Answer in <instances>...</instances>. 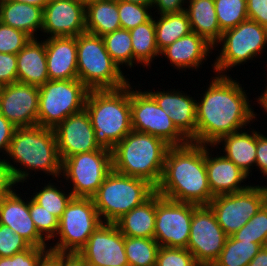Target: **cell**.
<instances>
[{
  "label": "cell",
  "mask_w": 267,
  "mask_h": 266,
  "mask_svg": "<svg viewBox=\"0 0 267 266\" xmlns=\"http://www.w3.org/2000/svg\"><path fill=\"white\" fill-rule=\"evenodd\" d=\"M218 24L222 31L248 19L247 0H214Z\"/></svg>",
  "instance_id": "obj_37"
},
{
  "label": "cell",
  "mask_w": 267,
  "mask_h": 266,
  "mask_svg": "<svg viewBox=\"0 0 267 266\" xmlns=\"http://www.w3.org/2000/svg\"><path fill=\"white\" fill-rule=\"evenodd\" d=\"M16 192L15 189H12L0 201V224L10 227L31 246L49 247L47 241L38 233L34 221L30 216L28 199L25 202V199H22L23 197Z\"/></svg>",
  "instance_id": "obj_21"
},
{
  "label": "cell",
  "mask_w": 267,
  "mask_h": 266,
  "mask_svg": "<svg viewBox=\"0 0 267 266\" xmlns=\"http://www.w3.org/2000/svg\"><path fill=\"white\" fill-rule=\"evenodd\" d=\"M262 187H263V189H264L265 196H266V200H267V186L265 185V186H262Z\"/></svg>",
  "instance_id": "obj_58"
},
{
  "label": "cell",
  "mask_w": 267,
  "mask_h": 266,
  "mask_svg": "<svg viewBox=\"0 0 267 266\" xmlns=\"http://www.w3.org/2000/svg\"><path fill=\"white\" fill-rule=\"evenodd\" d=\"M193 254L187 248L160 246L155 266H196Z\"/></svg>",
  "instance_id": "obj_42"
},
{
  "label": "cell",
  "mask_w": 267,
  "mask_h": 266,
  "mask_svg": "<svg viewBox=\"0 0 267 266\" xmlns=\"http://www.w3.org/2000/svg\"><path fill=\"white\" fill-rule=\"evenodd\" d=\"M227 238L209 205H199L193 210L187 249L197 264L213 265Z\"/></svg>",
  "instance_id": "obj_15"
},
{
  "label": "cell",
  "mask_w": 267,
  "mask_h": 266,
  "mask_svg": "<svg viewBox=\"0 0 267 266\" xmlns=\"http://www.w3.org/2000/svg\"><path fill=\"white\" fill-rule=\"evenodd\" d=\"M89 89L79 80H48L39 87L37 125L56 128L69 115L85 109Z\"/></svg>",
  "instance_id": "obj_9"
},
{
  "label": "cell",
  "mask_w": 267,
  "mask_h": 266,
  "mask_svg": "<svg viewBox=\"0 0 267 266\" xmlns=\"http://www.w3.org/2000/svg\"><path fill=\"white\" fill-rule=\"evenodd\" d=\"M261 248L262 246L258 243L239 241L228 236L213 266H247Z\"/></svg>",
  "instance_id": "obj_33"
},
{
  "label": "cell",
  "mask_w": 267,
  "mask_h": 266,
  "mask_svg": "<svg viewBox=\"0 0 267 266\" xmlns=\"http://www.w3.org/2000/svg\"><path fill=\"white\" fill-rule=\"evenodd\" d=\"M46 37H77L86 32L85 5L80 0H50L43 8Z\"/></svg>",
  "instance_id": "obj_18"
},
{
  "label": "cell",
  "mask_w": 267,
  "mask_h": 266,
  "mask_svg": "<svg viewBox=\"0 0 267 266\" xmlns=\"http://www.w3.org/2000/svg\"><path fill=\"white\" fill-rule=\"evenodd\" d=\"M76 44L78 79L89 90L120 89L130 83L101 36L85 32L76 37Z\"/></svg>",
  "instance_id": "obj_6"
},
{
  "label": "cell",
  "mask_w": 267,
  "mask_h": 266,
  "mask_svg": "<svg viewBox=\"0 0 267 266\" xmlns=\"http://www.w3.org/2000/svg\"><path fill=\"white\" fill-rule=\"evenodd\" d=\"M46 184L38 192H34L31 195V199L60 219L73 195L68 191L67 194L63 189L61 190L60 187L54 185V183H50V181Z\"/></svg>",
  "instance_id": "obj_36"
},
{
  "label": "cell",
  "mask_w": 267,
  "mask_h": 266,
  "mask_svg": "<svg viewBox=\"0 0 267 266\" xmlns=\"http://www.w3.org/2000/svg\"><path fill=\"white\" fill-rule=\"evenodd\" d=\"M39 87L23 83L3 85L0 114L17 128L37 126Z\"/></svg>",
  "instance_id": "obj_17"
},
{
  "label": "cell",
  "mask_w": 267,
  "mask_h": 266,
  "mask_svg": "<svg viewBox=\"0 0 267 266\" xmlns=\"http://www.w3.org/2000/svg\"><path fill=\"white\" fill-rule=\"evenodd\" d=\"M173 90V91H172ZM155 91L148 89V93L155 99L177 127L190 141L196 143V102L197 99L187 95L184 91L175 89ZM191 96V97H190Z\"/></svg>",
  "instance_id": "obj_20"
},
{
  "label": "cell",
  "mask_w": 267,
  "mask_h": 266,
  "mask_svg": "<svg viewBox=\"0 0 267 266\" xmlns=\"http://www.w3.org/2000/svg\"><path fill=\"white\" fill-rule=\"evenodd\" d=\"M220 47L219 56L211 65L216 75H227L231 68L240 66L264 52L267 46V28L252 20H245L236 27L222 32L214 47Z\"/></svg>",
  "instance_id": "obj_8"
},
{
  "label": "cell",
  "mask_w": 267,
  "mask_h": 266,
  "mask_svg": "<svg viewBox=\"0 0 267 266\" xmlns=\"http://www.w3.org/2000/svg\"><path fill=\"white\" fill-rule=\"evenodd\" d=\"M155 192L156 188L148 181L112 169L92 199L101 221L115 223Z\"/></svg>",
  "instance_id": "obj_7"
},
{
  "label": "cell",
  "mask_w": 267,
  "mask_h": 266,
  "mask_svg": "<svg viewBox=\"0 0 267 266\" xmlns=\"http://www.w3.org/2000/svg\"><path fill=\"white\" fill-rule=\"evenodd\" d=\"M248 19L267 28V0H247Z\"/></svg>",
  "instance_id": "obj_46"
},
{
  "label": "cell",
  "mask_w": 267,
  "mask_h": 266,
  "mask_svg": "<svg viewBox=\"0 0 267 266\" xmlns=\"http://www.w3.org/2000/svg\"><path fill=\"white\" fill-rule=\"evenodd\" d=\"M112 170V152L99 150L78 153L62 160L61 175L73 197L92 198ZM66 177V178H65Z\"/></svg>",
  "instance_id": "obj_11"
},
{
  "label": "cell",
  "mask_w": 267,
  "mask_h": 266,
  "mask_svg": "<svg viewBox=\"0 0 267 266\" xmlns=\"http://www.w3.org/2000/svg\"><path fill=\"white\" fill-rule=\"evenodd\" d=\"M242 129L231 134L222 137L214 146L218 148L221 144L223 145L222 152L224 156L235 163V165L245 172L248 176H251V168L256 163V130L250 128L247 132ZM251 130V131H250ZM250 132V133H249ZM221 143V144H220Z\"/></svg>",
  "instance_id": "obj_26"
},
{
  "label": "cell",
  "mask_w": 267,
  "mask_h": 266,
  "mask_svg": "<svg viewBox=\"0 0 267 266\" xmlns=\"http://www.w3.org/2000/svg\"><path fill=\"white\" fill-rule=\"evenodd\" d=\"M169 147L159 137L132 130L111 151L112 169L144 179L156 188L161 181Z\"/></svg>",
  "instance_id": "obj_5"
},
{
  "label": "cell",
  "mask_w": 267,
  "mask_h": 266,
  "mask_svg": "<svg viewBox=\"0 0 267 266\" xmlns=\"http://www.w3.org/2000/svg\"><path fill=\"white\" fill-rule=\"evenodd\" d=\"M45 51L49 80L78 79L76 37H48Z\"/></svg>",
  "instance_id": "obj_24"
},
{
  "label": "cell",
  "mask_w": 267,
  "mask_h": 266,
  "mask_svg": "<svg viewBox=\"0 0 267 266\" xmlns=\"http://www.w3.org/2000/svg\"><path fill=\"white\" fill-rule=\"evenodd\" d=\"M133 48V67L142 64L144 68L151 67L155 57H160L156 43L154 18L129 30Z\"/></svg>",
  "instance_id": "obj_31"
},
{
  "label": "cell",
  "mask_w": 267,
  "mask_h": 266,
  "mask_svg": "<svg viewBox=\"0 0 267 266\" xmlns=\"http://www.w3.org/2000/svg\"><path fill=\"white\" fill-rule=\"evenodd\" d=\"M197 206L164 198L156 192L154 239L159 246L187 248L193 210Z\"/></svg>",
  "instance_id": "obj_14"
},
{
  "label": "cell",
  "mask_w": 267,
  "mask_h": 266,
  "mask_svg": "<svg viewBox=\"0 0 267 266\" xmlns=\"http://www.w3.org/2000/svg\"><path fill=\"white\" fill-rule=\"evenodd\" d=\"M0 22L39 38L43 25V8L23 2L0 1Z\"/></svg>",
  "instance_id": "obj_27"
},
{
  "label": "cell",
  "mask_w": 267,
  "mask_h": 266,
  "mask_svg": "<svg viewBox=\"0 0 267 266\" xmlns=\"http://www.w3.org/2000/svg\"><path fill=\"white\" fill-rule=\"evenodd\" d=\"M61 266H88V264L79 253L61 252Z\"/></svg>",
  "instance_id": "obj_51"
},
{
  "label": "cell",
  "mask_w": 267,
  "mask_h": 266,
  "mask_svg": "<svg viewBox=\"0 0 267 266\" xmlns=\"http://www.w3.org/2000/svg\"><path fill=\"white\" fill-rule=\"evenodd\" d=\"M37 266H61V252L48 250L40 258Z\"/></svg>",
  "instance_id": "obj_52"
},
{
  "label": "cell",
  "mask_w": 267,
  "mask_h": 266,
  "mask_svg": "<svg viewBox=\"0 0 267 266\" xmlns=\"http://www.w3.org/2000/svg\"><path fill=\"white\" fill-rule=\"evenodd\" d=\"M196 266H213V265L197 264Z\"/></svg>",
  "instance_id": "obj_59"
},
{
  "label": "cell",
  "mask_w": 267,
  "mask_h": 266,
  "mask_svg": "<svg viewBox=\"0 0 267 266\" xmlns=\"http://www.w3.org/2000/svg\"><path fill=\"white\" fill-rule=\"evenodd\" d=\"M262 185H250L232 194L214 196L209 206L227 236L243 227L266 202Z\"/></svg>",
  "instance_id": "obj_13"
},
{
  "label": "cell",
  "mask_w": 267,
  "mask_h": 266,
  "mask_svg": "<svg viewBox=\"0 0 267 266\" xmlns=\"http://www.w3.org/2000/svg\"><path fill=\"white\" fill-rule=\"evenodd\" d=\"M244 89L231 75L211 77L201 101L196 102V143L214 146L222 137L257 120Z\"/></svg>",
  "instance_id": "obj_1"
},
{
  "label": "cell",
  "mask_w": 267,
  "mask_h": 266,
  "mask_svg": "<svg viewBox=\"0 0 267 266\" xmlns=\"http://www.w3.org/2000/svg\"><path fill=\"white\" fill-rule=\"evenodd\" d=\"M125 254L129 266H155L159 244L154 238L125 237Z\"/></svg>",
  "instance_id": "obj_34"
},
{
  "label": "cell",
  "mask_w": 267,
  "mask_h": 266,
  "mask_svg": "<svg viewBox=\"0 0 267 266\" xmlns=\"http://www.w3.org/2000/svg\"><path fill=\"white\" fill-rule=\"evenodd\" d=\"M32 38L17 54V82L42 86L49 80L45 39Z\"/></svg>",
  "instance_id": "obj_25"
},
{
  "label": "cell",
  "mask_w": 267,
  "mask_h": 266,
  "mask_svg": "<svg viewBox=\"0 0 267 266\" xmlns=\"http://www.w3.org/2000/svg\"><path fill=\"white\" fill-rule=\"evenodd\" d=\"M156 192L177 202L209 205L214 196L207 177L206 145L189 142L170 146Z\"/></svg>",
  "instance_id": "obj_2"
},
{
  "label": "cell",
  "mask_w": 267,
  "mask_h": 266,
  "mask_svg": "<svg viewBox=\"0 0 267 266\" xmlns=\"http://www.w3.org/2000/svg\"><path fill=\"white\" fill-rule=\"evenodd\" d=\"M151 8L152 6L118 0V13L121 28L131 30L149 21L153 17L150 10Z\"/></svg>",
  "instance_id": "obj_39"
},
{
  "label": "cell",
  "mask_w": 267,
  "mask_h": 266,
  "mask_svg": "<svg viewBox=\"0 0 267 266\" xmlns=\"http://www.w3.org/2000/svg\"><path fill=\"white\" fill-rule=\"evenodd\" d=\"M156 192L143 204L124 214L115 224L125 237L154 238Z\"/></svg>",
  "instance_id": "obj_28"
},
{
  "label": "cell",
  "mask_w": 267,
  "mask_h": 266,
  "mask_svg": "<svg viewBox=\"0 0 267 266\" xmlns=\"http://www.w3.org/2000/svg\"><path fill=\"white\" fill-rule=\"evenodd\" d=\"M31 245L10 227L0 224V257H11Z\"/></svg>",
  "instance_id": "obj_43"
},
{
  "label": "cell",
  "mask_w": 267,
  "mask_h": 266,
  "mask_svg": "<svg viewBox=\"0 0 267 266\" xmlns=\"http://www.w3.org/2000/svg\"><path fill=\"white\" fill-rule=\"evenodd\" d=\"M102 38L108 54L119 67L124 65L127 68L133 67V48L129 30L120 28Z\"/></svg>",
  "instance_id": "obj_35"
},
{
  "label": "cell",
  "mask_w": 267,
  "mask_h": 266,
  "mask_svg": "<svg viewBox=\"0 0 267 266\" xmlns=\"http://www.w3.org/2000/svg\"><path fill=\"white\" fill-rule=\"evenodd\" d=\"M121 1L152 6V0H121Z\"/></svg>",
  "instance_id": "obj_56"
},
{
  "label": "cell",
  "mask_w": 267,
  "mask_h": 266,
  "mask_svg": "<svg viewBox=\"0 0 267 266\" xmlns=\"http://www.w3.org/2000/svg\"><path fill=\"white\" fill-rule=\"evenodd\" d=\"M154 17L156 43L159 52L171 45L177 39L192 32L186 11L173 14H162Z\"/></svg>",
  "instance_id": "obj_32"
},
{
  "label": "cell",
  "mask_w": 267,
  "mask_h": 266,
  "mask_svg": "<svg viewBox=\"0 0 267 266\" xmlns=\"http://www.w3.org/2000/svg\"><path fill=\"white\" fill-rule=\"evenodd\" d=\"M2 88H3V84L0 82V94H1Z\"/></svg>",
  "instance_id": "obj_60"
},
{
  "label": "cell",
  "mask_w": 267,
  "mask_h": 266,
  "mask_svg": "<svg viewBox=\"0 0 267 266\" xmlns=\"http://www.w3.org/2000/svg\"><path fill=\"white\" fill-rule=\"evenodd\" d=\"M84 5H87L91 2L98 1V0H80Z\"/></svg>",
  "instance_id": "obj_57"
},
{
  "label": "cell",
  "mask_w": 267,
  "mask_h": 266,
  "mask_svg": "<svg viewBox=\"0 0 267 266\" xmlns=\"http://www.w3.org/2000/svg\"><path fill=\"white\" fill-rule=\"evenodd\" d=\"M247 266H267V246L262 247Z\"/></svg>",
  "instance_id": "obj_53"
},
{
  "label": "cell",
  "mask_w": 267,
  "mask_h": 266,
  "mask_svg": "<svg viewBox=\"0 0 267 266\" xmlns=\"http://www.w3.org/2000/svg\"><path fill=\"white\" fill-rule=\"evenodd\" d=\"M5 157L8 158L5 159ZM5 157L3 156V160L16 186L23 184L24 181L27 182V178L33 177L29 173L33 170L35 173L40 170L39 172L42 171L47 176L51 175L53 179L62 177V161L58 153L54 129L38 125L16 128ZM10 159L12 162L9 161ZM12 163H16V166Z\"/></svg>",
  "instance_id": "obj_3"
},
{
  "label": "cell",
  "mask_w": 267,
  "mask_h": 266,
  "mask_svg": "<svg viewBox=\"0 0 267 266\" xmlns=\"http://www.w3.org/2000/svg\"><path fill=\"white\" fill-rule=\"evenodd\" d=\"M130 83L132 130L163 139L170 146H181L190 141L177 129L169 114L159 107L155 99L140 88L135 91ZM140 90V91H139Z\"/></svg>",
  "instance_id": "obj_12"
},
{
  "label": "cell",
  "mask_w": 267,
  "mask_h": 266,
  "mask_svg": "<svg viewBox=\"0 0 267 266\" xmlns=\"http://www.w3.org/2000/svg\"><path fill=\"white\" fill-rule=\"evenodd\" d=\"M210 153V148L206 145V170L213 196L240 192L250 186L242 184L250 177L238 168L234 162L224 155L220 156L217 153L216 157H212L214 154Z\"/></svg>",
  "instance_id": "obj_22"
},
{
  "label": "cell",
  "mask_w": 267,
  "mask_h": 266,
  "mask_svg": "<svg viewBox=\"0 0 267 266\" xmlns=\"http://www.w3.org/2000/svg\"><path fill=\"white\" fill-rule=\"evenodd\" d=\"M29 211L38 233L48 242L56 241L54 238L59 228V219L29 199Z\"/></svg>",
  "instance_id": "obj_40"
},
{
  "label": "cell",
  "mask_w": 267,
  "mask_h": 266,
  "mask_svg": "<svg viewBox=\"0 0 267 266\" xmlns=\"http://www.w3.org/2000/svg\"><path fill=\"white\" fill-rule=\"evenodd\" d=\"M61 161L78 153L101 149L86 110L69 115L54 128Z\"/></svg>",
  "instance_id": "obj_19"
},
{
  "label": "cell",
  "mask_w": 267,
  "mask_h": 266,
  "mask_svg": "<svg viewBox=\"0 0 267 266\" xmlns=\"http://www.w3.org/2000/svg\"><path fill=\"white\" fill-rule=\"evenodd\" d=\"M214 49V46L204 37L192 31L164 48L160 56L167 58L171 66L179 72L180 69L184 71L196 69L197 71V68L199 69L206 62L207 56L209 57V53L212 54Z\"/></svg>",
  "instance_id": "obj_23"
},
{
  "label": "cell",
  "mask_w": 267,
  "mask_h": 266,
  "mask_svg": "<svg viewBox=\"0 0 267 266\" xmlns=\"http://www.w3.org/2000/svg\"><path fill=\"white\" fill-rule=\"evenodd\" d=\"M16 128L17 127L0 114V153L2 152L7 155Z\"/></svg>",
  "instance_id": "obj_49"
},
{
  "label": "cell",
  "mask_w": 267,
  "mask_h": 266,
  "mask_svg": "<svg viewBox=\"0 0 267 266\" xmlns=\"http://www.w3.org/2000/svg\"><path fill=\"white\" fill-rule=\"evenodd\" d=\"M267 75V74H266ZM267 82V81H266ZM264 92H261V95L258 96V98L255 100H257L256 102L260 105V107L265 110L263 112L267 113V84L265 86V90H263Z\"/></svg>",
  "instance_id": "obj_55"
},
{
  "label": "cell",
  "mask_w": 267,
  "mask_h": 266,
  "mask_svg": "<svg viewBox=\"0 0 267 266\" xmlns=\"http://www.w3.org/2000/svg\"><path fill=\"white\" fill-rule=\"evenodd\" d=\"M187 0H152V8H156L158 15L173 14L185 11Z\"/></svg>",
  "instance_id": "obj_48"
},
{
  "label": "cell",
  "mask_w": 267,
  "mask_h": 266,
  "mask_svg": "<svg viewBox=\"0 0 267 266\" xmlns=\"http://www.w3.org/2000/svg\"><path fill=\"white\" fill-rule=\"evenodd\" d=\"M0 82L3 85L17 82L16 54L0 53Z\"/></svg>",
  "instance_id": "obj_45"
},
{
  "label": "cell",
  "mask_w": 267,
  "mask_h": 266,
  "mask_svg": "<svg viewBox=\"0 0 267 266\" xmlns=\"http://www.w3.org/2000/svg\"><path fill=\"white\" fill-rule=\"evenodd\" d=\"M101 223L92 198L73 197L59 219L58 240L49 250L78 253Z\"/></svg>",
  "instance_id": "obj_10"
},
{
  "label": "cell",
  "mask_w": 267,
  "mask_h": 266,
  "mask_svg": "<svg viewBox=\"0 0 267 266\" xmlns=\"http://www.w3.org/2000/svg\"><path fill=\"white\" fill-rule=\"evenodd\" d=\"M85 110L101 148L112 151L132 131L130 83L120 89L90 90Z\"/></svg>",
  "instance_id": "obj_4"
},
{
  "label": "cell",
  "mask_w": 267,
  "mask_h": 266,
  "mask_svg": "<svg viewBox=\"0 0 267 266\" xmlns=\"http://www.w3.org/2000/svg\"><path fill=\"white\" fill-rule=\"evenodd\" d=\"M88 266H129L124 235L115 223H101L78 252Z\"/></svg>",
  "instance_id": "obj_16"
},
{
  "label": "cell",
  "mask_w": 267,
  "mask_h": 266,
  "mask_svg": "<svg viewBox=\"0 0 267 266\" xmlns=\"http://www.w3.org/2000/svg\"><path fill=\"white\" fill-rule=\"evenodd\" d=\"M186 4L191 30L215 46L223 31L218 24L214 0H187Z\"/></svg>",
  "instance_id": "obj_29"
},
{
  "label": "cell",
  "mask_w": 267,
  "mask_h": 266,
  "mask_svg": "<svg viewBox=\"0 0 267 266\" xmlns=\"http://www.w3.org/2000/svg\"><path fill=\"white\" fill-rule=\"evenodd\" d=\"M256 163L255 166L267 179V135L256 131ZM260 169V170H259Z\"/></svg>",
  "instance_id": "obj_47"
},
{
  "label": "cell",
  "mask_w": 267,
  "mask_h": 266,
  "mask_svg": "<svg viewBox=\"0 0 267 266\" xmlns=\"http://www.w3.org/2000/svg\"><path fill=\"white\" fill-rule=\"evenodd\" d=\"M15 183L10 174L9 168L3 159H0V201H2L9 192L14 189Z\"/></svg>",
  "instance_id": "obj_50"
},
{
  "label": "cell",
  "mask_w": 267,
  "mask_h": 266,
  "mask_svg": "<svg viewBox=\"0 0 267 266\" xmlns=\"http://www.w3.org/2000/svg\"><path fill=\"white\" fill-rule=\"evenodd\" d=\"M231 236L235 240L258 243L262 247L267 246V201L243 227Z\"/></svg>",
  "instance_id": "obj_38"
},
{
  "label": "cell",
  "mask_w": 267,
  "mask_h": 266,
  "mask_svg": "<svg viewBox=\"0 0 267 266\" xmlns=\"http://www.w3.org/2000/svg\"><path fill=\"white\" fill-rule=\"evenodd\" d=\"M0 1H12V2H23L26 4L34 5L37 7L44 8L45 5L50 1V0H0Z\"/></svg>",
  "instance_id": "obj_54"
},
{
  "label": "cell",
  "mask_w": 267,
  "mask_h": 266,
  "mask_svg": "<svg viewBox=\"0 0 267 266\" xmlns=\"http://www.w3.org/2000/svg\"><path fill=\"white\" fill-rule=\"evenodd\" d=\"M49 247H34L15 253L11 257H0V266H37Z\"/></svg>",
  "instance_id": "obj_44"
},
{
  "label": "cell",
  "mask_w": 267,
  "mask_h": 266,
  "mask_svg": "<svg viewBox=\"0 0 267 266\" xmlns=\"http://www.w3.org/2000/svg\"><path fill=\"white\" fill-rule=\"evenodd\" d=\"M86 32L104 36L121 28L118 0H98L85 5Z\"/></svg>",
  "instance_id": "obj_30"
},
{
  "label": "cell",
  "mask_w": 267,
  "mask_h": 266,
  "mask_svg": "<svg viewBox=\"0 0 267 266\" xmlns=\"http://www.w3.org/2000/svg\"><path fill=\"white\" fill-rule=\"evenodd\" d=\"M31 39L24 31L0 22V53L17 54Z\"/></svg>",
  "instance_id": "obj_41"
}]
</instances>
